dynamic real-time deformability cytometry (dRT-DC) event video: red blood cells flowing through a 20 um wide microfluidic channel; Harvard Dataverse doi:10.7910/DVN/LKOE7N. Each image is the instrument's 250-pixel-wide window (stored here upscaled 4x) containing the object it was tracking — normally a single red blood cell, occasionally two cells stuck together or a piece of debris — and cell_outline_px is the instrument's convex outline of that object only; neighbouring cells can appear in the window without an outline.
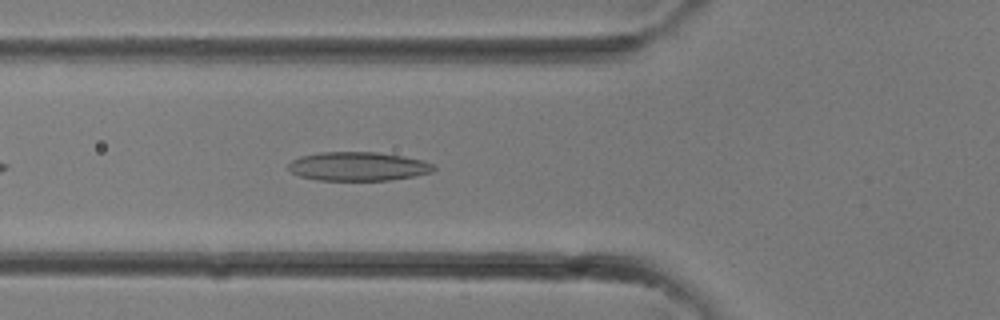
{"species": "common noctule bat (a hibernating species)", "species_latin": "Nyctalus noctula", "temperature_condition": "room temperature", "stored_images_in_passage": 32, "camera_frame_rate_fps": 3000, "um_per_image_px": 0.085, "animal": {"sex": "female"}, "frame": {"image": 1, "passage_image": 12, "time_ms": 3.667, "image_size_px": [1000, 320], "cell_outline_px": [[436, 168], [432, 172], [412, 176], [388, 180], [316, 180], [300, 176], [292, 172], [288, 168], [288, 164], [292, 160], [300, 156], [320, 152], [376, 152], [404, 156], [424, 160], [432, 164]], "centroid_in_image_um": [30.43, 14.13], "position_along_channel_um": 95.4, "area_um2": 24.39}}
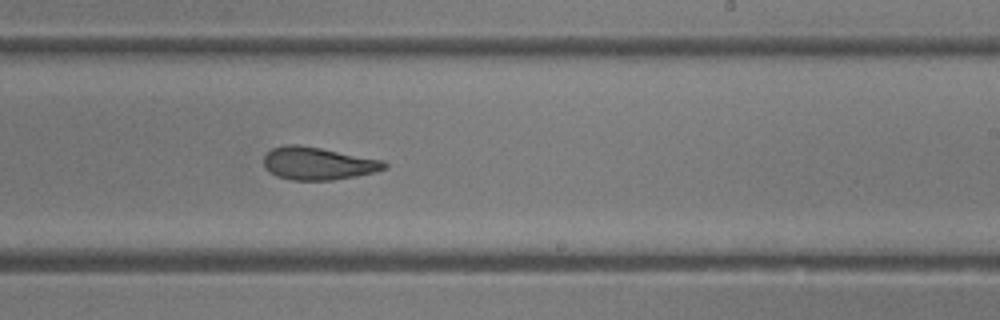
{"frame": {"image": 2, "passage_image": 20, "time_ms": 6.333, "image_size_px": [1000, 320], "cell_outline_px": [[388, 168], [376, 172], [356, 176], [332, 180], [292, 180], [276, 176], [264, 168], [264, 156], [272, 148], [288, 144], [300, 144], [384, 160], [388, 164]], "centroid_in_image_um": [27.05, 13.89], "position_along_channel_um": 262.0, "area_um2": 23.18}}
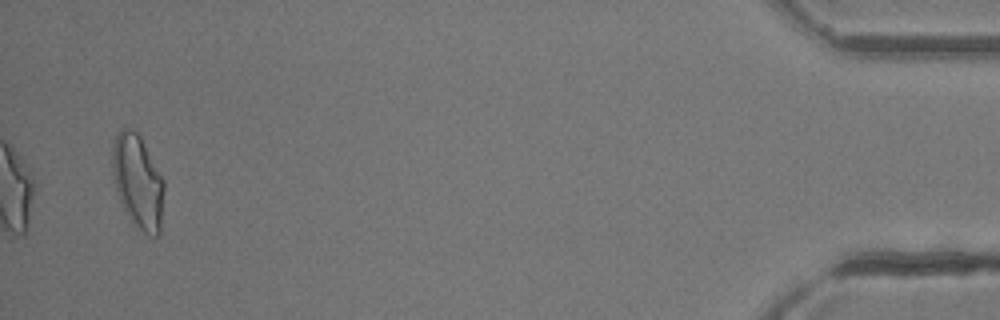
{"frame": {"image": 3, "passage_image": 32, "time_ms": 10.333, "image_size_px": [1000, 320], "cell_outline_px": [[164, 188], [160, 236], [148, 236], [132, 220], [124, 208], [120, 200], [116, 188], [112, 172], [112, 148], [116, 136], [124, 128], [132, 128], [140, 136], [164, 180]], "centroid_in_image_um": [11.73, 15.44], "position_along_channel_um": 423.5, "area_um2": 27.86}}